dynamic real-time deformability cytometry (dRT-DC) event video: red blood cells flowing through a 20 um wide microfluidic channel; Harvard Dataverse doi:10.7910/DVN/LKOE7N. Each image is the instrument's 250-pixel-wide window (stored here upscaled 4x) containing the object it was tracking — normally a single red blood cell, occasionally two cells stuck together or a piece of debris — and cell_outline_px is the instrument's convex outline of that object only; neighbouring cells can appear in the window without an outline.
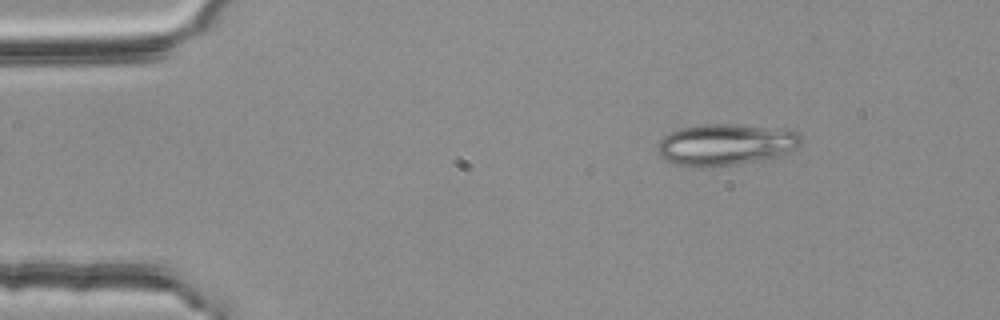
{"species": "common noctule bat (a hibernating species)", "species_latin": "Nyctalus noctula", "temperature_condition": "room temperature", "stored_images_in_passage": 11, "camera_frame_rate_fps": 3000, "um_per_image_px": 0.085, "animal": {"sex": "female", "body_mass_g": 25.1}, "frame": {"image": 1, "passage_image": 2, "time_ms": 0.333, "image_size_px": [1000, 320], "cell_outline_px": [[804, 140], [800, 148], [780, 156], [764, 160], [736, 164], [704, 168], [700, 168], [676, 164], [660, 156], [656, 148], [656, 144], [664, 136], [680, 128], [704, 124], [736, 124], [796, 132]], "centroid_in_image_um": [61.68, 12.31], "position_along_channel_um": 23.3, "area_um2": 34.85}}